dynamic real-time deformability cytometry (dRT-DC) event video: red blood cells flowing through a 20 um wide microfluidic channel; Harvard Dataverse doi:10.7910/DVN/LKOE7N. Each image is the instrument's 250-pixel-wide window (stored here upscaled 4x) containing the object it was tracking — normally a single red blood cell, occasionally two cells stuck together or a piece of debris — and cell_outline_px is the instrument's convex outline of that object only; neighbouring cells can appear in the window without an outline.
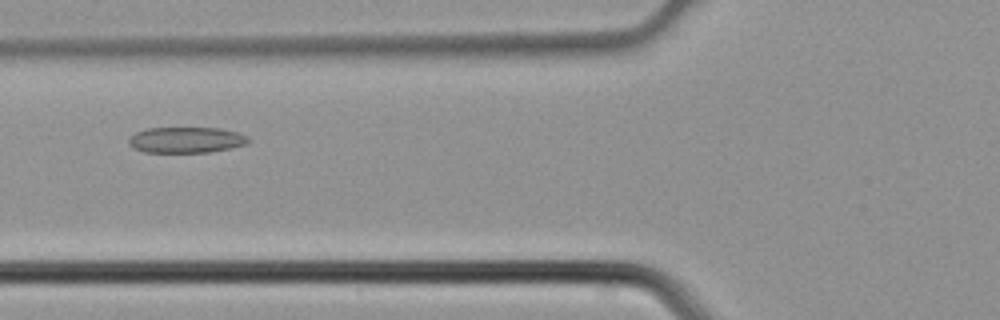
{"species": "common noctule bat (a hibernating species)", "species_latin": "Nyctalus noctula", "temperature_condition": "cold", "stored_images_in_passage": 4, "camera_frame_rate_fps": 3000, "um_per_image_px": 0.085, "animal": {"sex": "male", "body_mass_g": 21.5, "forearm_length_mm": 52.0}, "frame": {"image": 1, "passage_image": 3, "time_ms": 0.667, "image_size_px": [1000, 320], "cell_outline_px": [[252, 140], [248, 144], [232, 148], [208, 152], [144, 152], [132, 148], [128, 144], [128, 140], [136, 132], [148, 128], [220, 128], [236, 132], [248, 136]], "centroid_in_image_um": [15.85, 11.9], "position_along_channel_um": 109.9, "area_um2": 18.15}}
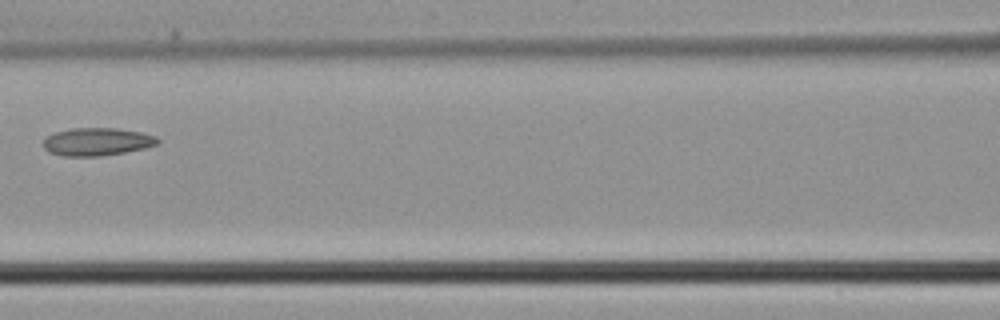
{"frame": {"image": 2, "passage_image": 4, "time_ms": 1.0, "image_size_px": [1000, 320], "cell_outline_px": [[160, 144], [144, 148], [124, 152], [100, 156], [64, 156], [48, 152], [44, 148], [44, 140], [48, 136], [56, 132], [72, 128], [116, 128], [140, 132], [156, 136], [160, 140]], "centroid_in_image_um": [8.27, 12.05], "position_along_channel_um": 158.3, "area_um2": 18.5}}